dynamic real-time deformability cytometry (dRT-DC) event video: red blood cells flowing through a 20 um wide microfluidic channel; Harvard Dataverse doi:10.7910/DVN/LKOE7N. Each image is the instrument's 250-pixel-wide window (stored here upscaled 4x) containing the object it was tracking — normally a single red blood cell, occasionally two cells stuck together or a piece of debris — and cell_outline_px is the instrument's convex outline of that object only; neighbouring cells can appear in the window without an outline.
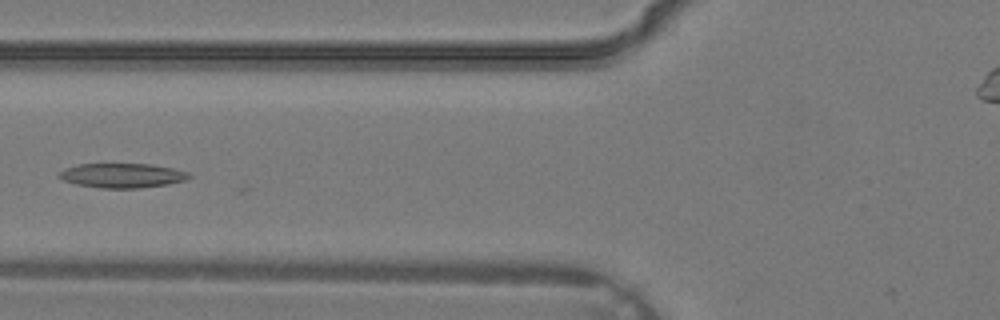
{"species": "common noctule bat (a hibernating species)", "species_latin": "Nyctalus noctula", "temperature_condition": "warm", "stored_images_in_passage": 35, "camera_frame_rate_fps": 3000, "um_per_image_px": 0.085, "animal": {"sex": "male", "body_mass_g": 19.2, "forearm_length_mm": 51.8}, "frame": {"image": 1, "passage_image": 14, "time_ms": 4.333, "image_size_px": [1000, 320], "cell_outline_px": [[192, 176], [184, 180], [168, 184], [140, 188], [100, 188], [76, 184], [64, 180], [56, 176], [64, 168], [76, 164], [152, 164], [172, 168], [188, 172]], "centroid_in_image_um": [10.36, 14.91], "position_along_channel_um": 115.4, "area_um2": 18.55}}
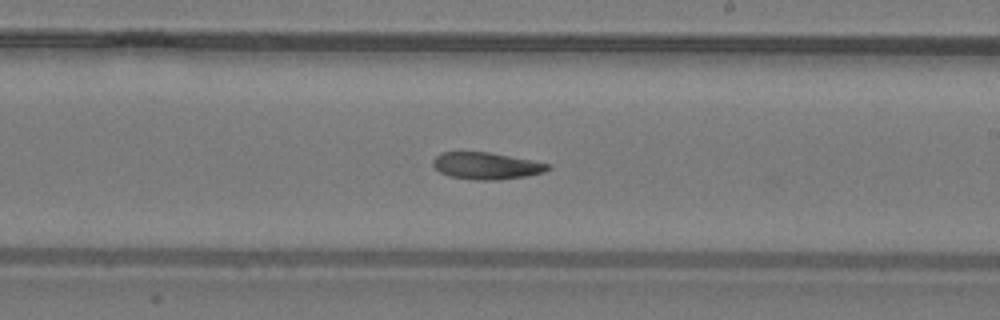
{"frame": {"image": 2, "passage_image": 21, "time_ms": 6.667, "image_size_px": [1000, 320], "cell_outline_px": [[552, 168], [544, 172], [524, 176], [496, 180], [476, 180], [448, 176], [440, 172], [432, 164], [432, 160], [440, 152], [488, 152], [532, 160], [552, 164]], "centroid_in_image_um": [41.34, 14.09], "position_along_channel_um": 247.7, "area_um2": 18.03}}
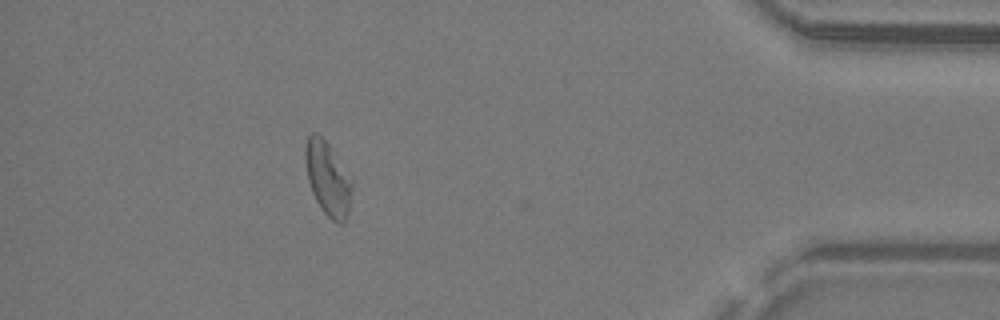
{"frame": {"image": 3, "passage_image": 32, "time_ms": 10.333, "image_size_px": [1000, 320], "cell_outline_px": [[352, 188], [348, 212], [344, 224], [340, 224], [332, 220], [320, 208], [312, 192], [308, 180], [304, 160], [304, 148], [308, 136], [312, 132], [316, 132], [328, 144], [352, 176]], "centroid_in_image_um": [27.86, 15.17], "position_along_channel_um": 407.3, "area_um2": 20.29}}